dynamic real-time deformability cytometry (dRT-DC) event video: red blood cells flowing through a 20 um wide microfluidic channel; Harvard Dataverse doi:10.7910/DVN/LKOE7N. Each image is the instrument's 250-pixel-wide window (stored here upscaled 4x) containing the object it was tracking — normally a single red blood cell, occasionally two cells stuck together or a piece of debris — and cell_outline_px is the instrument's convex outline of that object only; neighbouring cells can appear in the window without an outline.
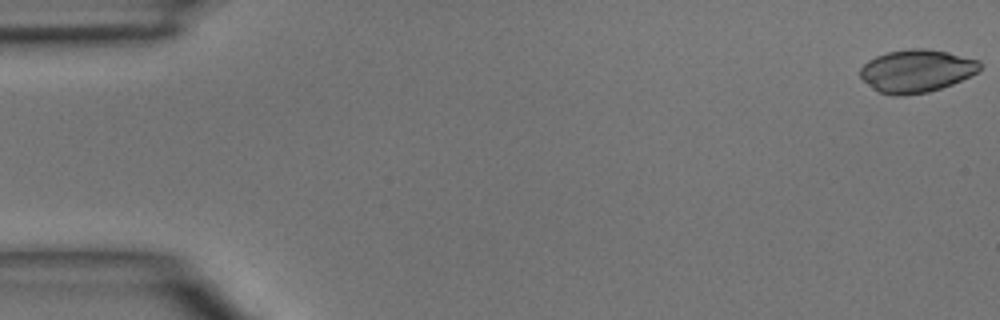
{"species": "common noctule bat (a hibernating species)", "species_latin": "Nyctalus noctula", "temperature_condition": "room temperature", "stored_images_in_passage": 47, "camera_frame_rate_fps": 3000, "um_per_image_px": 0.085, "animal": {"sex": "male", "body_mass_g": 15.6}, "frame": {"image": 1, "passage_image": 1, "time_ms": 0.0, "image_size_px": [1000, 320], "cell_outline_px": [[980, 68], [976, 72], [952, 84], [928, 92], [896, 96], [880, 92], [872, 88], [860, 76], [860, 68], [868, 60], [876, 56], [888, 52], [908, 48], [924, 48], [948, 52], [980, 60]], "centroid_in_image_um": [77.88, 6.01], "position_along_channel_um": 7.1, "area_um2": 29.59}}
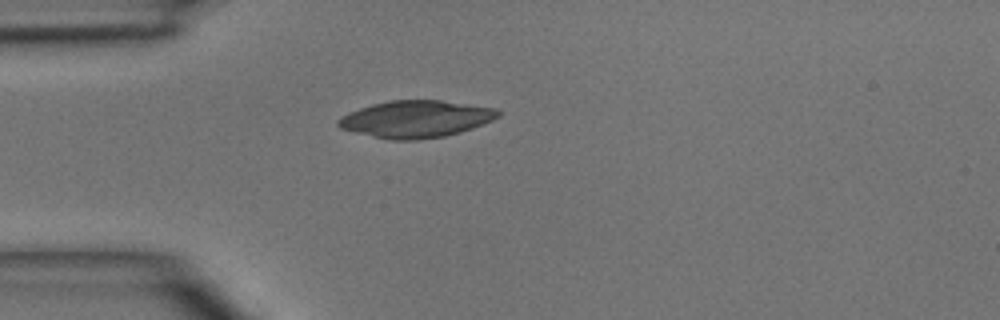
{"frame": {"image": 2, "passage_image": 13, "time_ms": 4.0, "image_size_px": [1000, 320], "cell_outline_px": [[500, 116], [492, 120], [472, 128], [460, 132], [444, 136], [420, 140], [388, 140], [340, 128], [336, 124], [336, 120], [348, 112], [372, 104], [392, 100], [440, 100], [496, 108], [500, 112]], "centroid_in_image_um": [35.34, 10.12], "position_along_channel_um": 49.7, "area_um2": 34.45}}
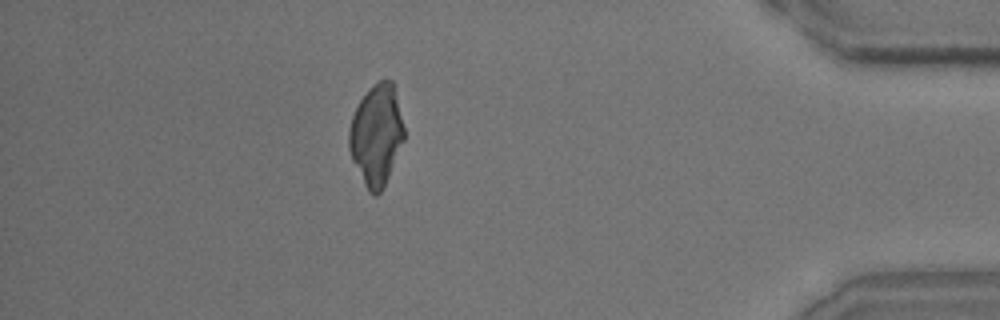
{"frame": {"image": 3, "passage_image": 42, "time_ms": 13.667, "image_size_px": [1000, 320], "cell_outline_px": [[404, 140], [388, 176], [380, 192], [376, 196], [372, 196], [368, 192], [352, 160], [348, 148], [348, 132], [352, 116], [360, 100], [368, 88], [380, 80], [392, 80], [404, 128]], "centroid_in_image_um": [31.97, 11.48], "position_along_channel_um": 403.2, "area_um2": 32.08}}